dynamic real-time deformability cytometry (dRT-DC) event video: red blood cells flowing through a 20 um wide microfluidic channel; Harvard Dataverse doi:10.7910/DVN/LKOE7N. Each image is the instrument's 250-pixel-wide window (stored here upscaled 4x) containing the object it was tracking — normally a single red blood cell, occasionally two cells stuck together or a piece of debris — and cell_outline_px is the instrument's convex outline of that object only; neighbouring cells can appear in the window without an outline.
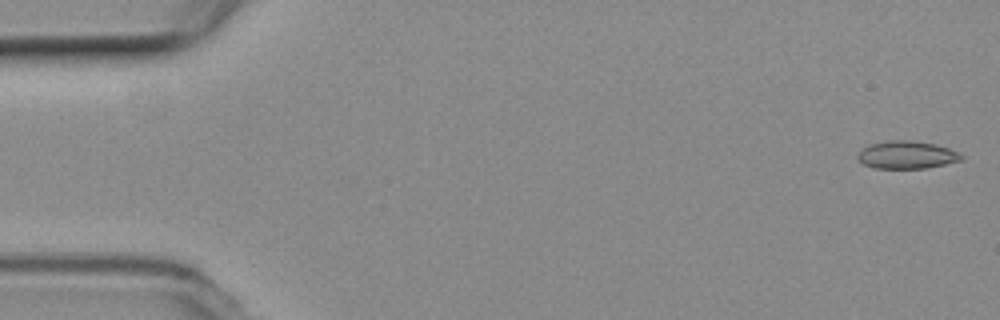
{"species": "common noctule bat (a hibernating species)", "species_latin": "Nyctalus noctula", "temperature_condition": "room temperature", "stored_images_in_passage": 13, "camera_frame_rate_fps": 3000, "um_per_image_px": 0.085, "animal": {"sex": "female", "body_mass_g": 19.3, "forearm_length_mm": 54.1}, "frame": {"image": 1, "passage_image": 1, "time_ms": 0.0, "image_size_px": [1000, 320], "cell_outline_px": [[964, 160], [924, 168], [876, 168], [864, 164], [856, 156], [864, 148], [872, 144], [888, 140], [912, 140], [936, 144], [960, 152], [964, 156]], "centroid_in_image_um": [77.14, 13.16], "position_along_channel_um": 7.9, "area_um2": 16.65}}
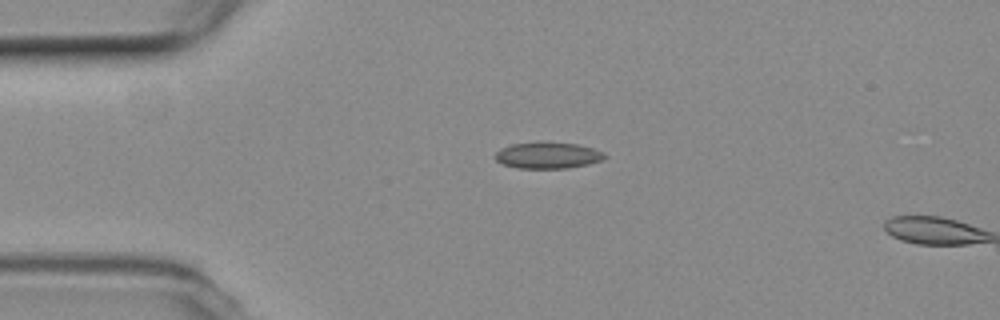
{"frame": {"image": 2, "passage_image": 12, "time_ms": 3.667, "image_size_px": [1000, 320], "cell_outline_px": [[608, 156], [604, 160], [588, 164], [568, 168], [516, 168], [504, 164], [496, 160], [496, 152], [500, 148], [512, 144], [576, 144], [592, 148], [604, 152]], "centroid_in_image_um": [46.61, 13.24], "position_along_channel_um": 38.4, "area_um2": 16.24}}